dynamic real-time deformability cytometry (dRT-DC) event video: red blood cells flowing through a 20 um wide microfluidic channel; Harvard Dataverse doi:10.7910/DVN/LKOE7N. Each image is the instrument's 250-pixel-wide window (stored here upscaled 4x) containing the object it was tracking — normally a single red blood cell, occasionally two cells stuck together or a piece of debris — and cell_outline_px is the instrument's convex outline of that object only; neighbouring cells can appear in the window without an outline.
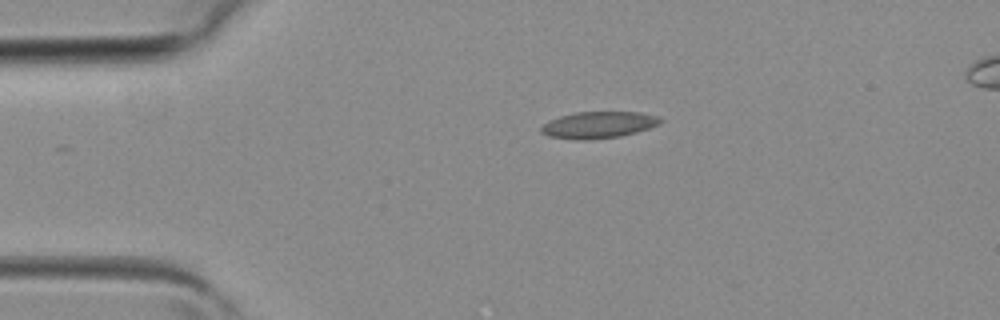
{"species": "common noctule bat (a hibernating species)", "species_latin": "Nyctalus noctula", "temperature_condition": "room temperature", "stored_images_in_passage": 5, "camera_frame_rate_fps": 3000, "um_per_image_px": 0.085, "animal": {"sex": "female", "body_mass_g": 19.3, "forearm_length_mm": 54.1}, "frame": {"image": 1, "passage_image": 5, "time_ms": 1.333, "image_size_px": [1000, 320], "cell_outline_px": [[664, 120], [660, 124], [636, 132], [620, 136], [588, 140], [576, 140], [548, 136], [540, 132], [540, 128], [548, 120], [560, 116], [576, 112], [640, 112], [660, 116]], "centroid_in_image_um": [50.88, 10.61], "position_along_channel_um": 34.1, "area_um2": 18.67}}